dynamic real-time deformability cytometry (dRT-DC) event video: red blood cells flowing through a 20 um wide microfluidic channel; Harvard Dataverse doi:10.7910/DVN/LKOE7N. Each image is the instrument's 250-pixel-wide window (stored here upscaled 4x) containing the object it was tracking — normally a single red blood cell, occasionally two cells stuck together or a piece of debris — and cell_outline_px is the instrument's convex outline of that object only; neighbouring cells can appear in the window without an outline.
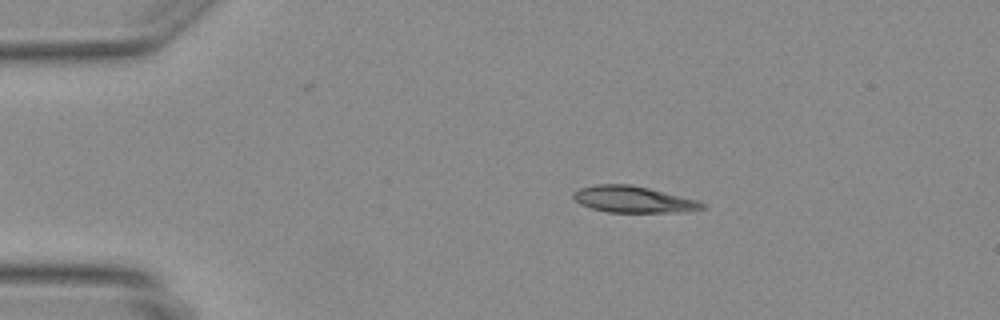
{"species": "Egyptian fruit bat (a non-hibernating species)", "species_latin": "Rousettus aegyptiacus", "temperature_condition": "warm", "stored_images_in_passage": 48, "camera_frame_rate_fps": 3000, "um_per_image_px": 0.085, "animal": {"sex": "female"}, "frame": {"image": 1, "passage_image": 9, "time_ms": 2.667, "image_size_px": [1000, 320], "cell_outline_px": [[704, 208], [684, 212], [608, 212], [592, 208], [580, 204], [572, 196], [572, 192], [580, 188], [596, 184], [628, 184], [648, 188], [696, 200], [704, 204]], "centroid_in_image_um": [53.78, 16.95], "position_along_channel_um": 31.2, "area_um2": 19.59}}
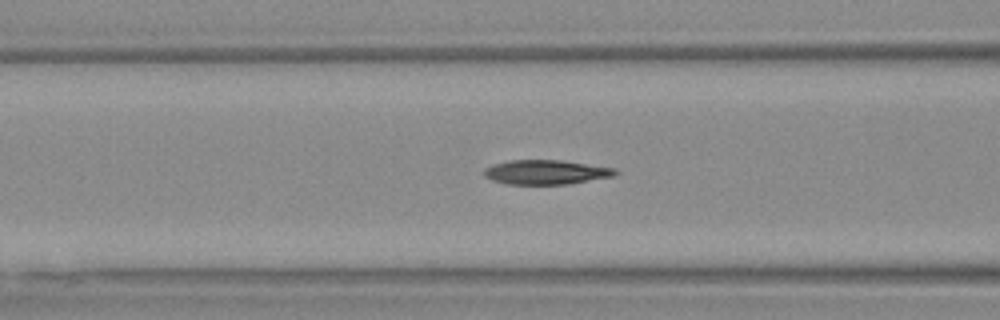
{"frame": {"image": 2, "passage_image": 19, "time_ms": 6.0, "image_size_px": [1000, 320], "cell_outline_px": [[620, 172], [616, 176], [568, 184], [508, 184], [492, 180], [484, 176], [484, 168], [492, 164], [508, 160], [560, 160], [616, 168]], "centroid_in_image_um": [46.43, 14.63], "position_along_channel_um": 120.2, "area_um2": 18.84}}
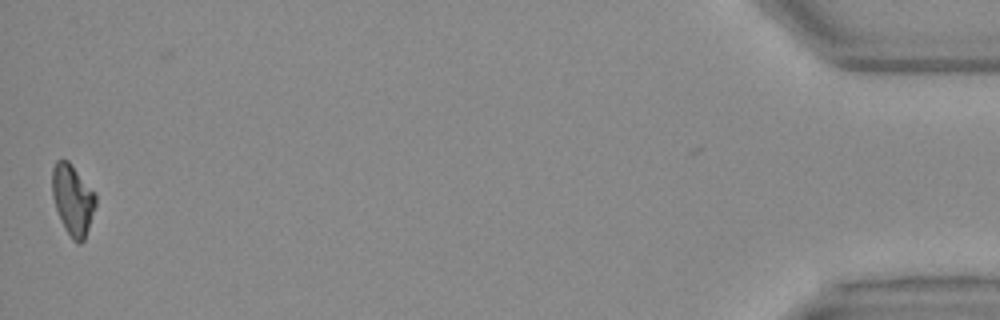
{"frame": {"image": 3, "passage_image": 47, "time_ms": 15.333, "image_size_px": [1000, 320], "cell_outline_px": [[96, 204], [84, 240], [80, 244], [76, 244], [72, 240], [64, 228], [56, 208], [52, 196], [52, 168], [56, 160], [68, 160], [96, 196]], "centroid_in_image_um": [6.16, 17.0], "position_along_channel_um": 429.0, "area_um2": 17.63}}